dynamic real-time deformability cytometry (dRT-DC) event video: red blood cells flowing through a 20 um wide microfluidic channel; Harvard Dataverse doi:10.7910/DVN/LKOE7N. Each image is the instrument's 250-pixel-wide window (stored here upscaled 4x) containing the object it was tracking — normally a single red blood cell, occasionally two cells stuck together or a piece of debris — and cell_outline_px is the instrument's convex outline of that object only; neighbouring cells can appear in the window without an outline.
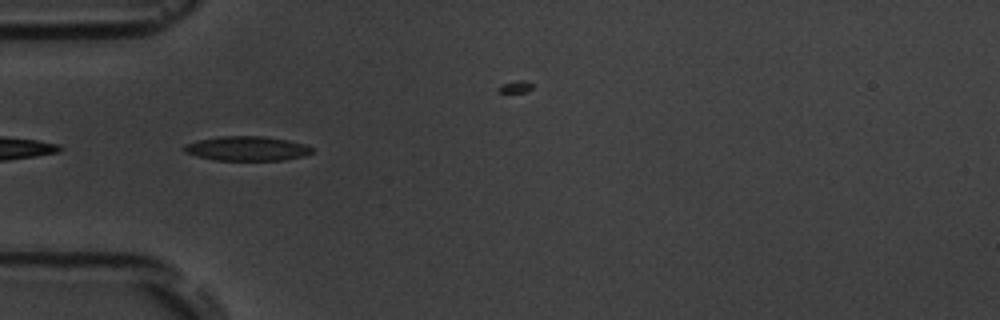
{"species": "common noctule bat (a hibernating species)", "species_latin": "Nyctalus noctula", "temperature_condition": "room temperature", "stored_images_in_passage": 6, "camera_frame_rate_fps": 3000, "um_per_image_px": 0.085, "animal": {"sex": "male", "body_mass_g": 19.5, "forearm_length_mm": 54.6}, "frame": {"image": 1, "passage_image": 5, "time_ms": 5.333, "image_size_px": [1000, 320], "cell_outline_px": [[312, 152], [304, 156], [284, 160], [216, 160], [196, 156], [184, 152], [184, 144], [196, 140], [220, 136], [264, 136], [288, 140], [308, 144], [312, 148]], "centroid_in_image_um": [20.99, 12.62], "position_along_channel_um": 64.0, "area_um2": 18.38}}
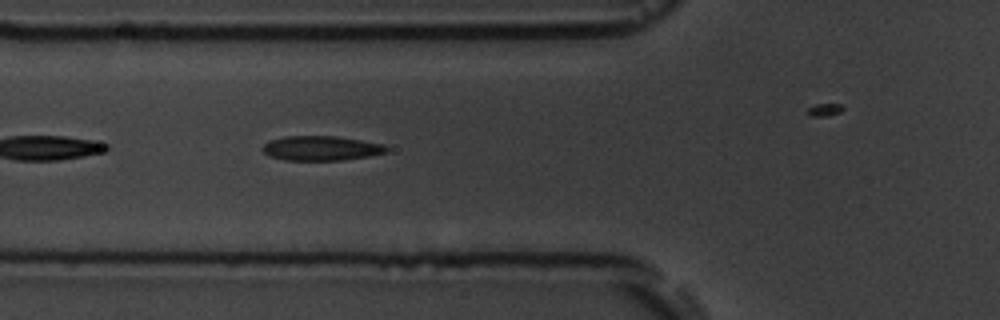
{"frame": {"image": 2, "passage_image": 6, "time_ms": 6.333, "image_size_px": [1000, 320], "cell_outline_px": [[388, 148], [384, 152], [368, 156], [340, 160], [284, 160], [272, 156], [264, 152], [260, 148], [268, 140], [284, 136], [336, 136], [384, 144]], "centroid_in_image_um": [27.24, 12.59], "position_along_channel_um": 98.6, "area_um2": 17.63}}